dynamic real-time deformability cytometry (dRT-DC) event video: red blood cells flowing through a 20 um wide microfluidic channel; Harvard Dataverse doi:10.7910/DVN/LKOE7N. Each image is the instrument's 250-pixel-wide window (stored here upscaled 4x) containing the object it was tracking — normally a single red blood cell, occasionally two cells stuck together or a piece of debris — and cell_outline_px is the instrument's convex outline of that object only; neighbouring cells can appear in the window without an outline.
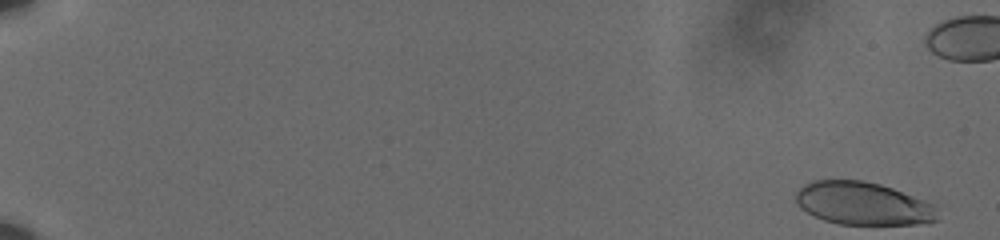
{"species": "human", "species_latin": "Homo sapiens", "temperature_condition": "cold", "stored_images_in_passage": 54, "camera_frame_rate_fps": 3000, "um_per_image_px": 0.085, "donor": {"sex": "male"}, "frame": {"image": 1, "passage_image": 1, "time_ms": 0.0, "image_size_px": [1000, 240], "cell_outline_px": [[940, 220], [928, 224], [840, 224], [824, 220], [800, 208], [796, 204], [796, 192], [804, 184], [812, 180], [864, 180], [880, 184], [892, 188], [924, 200], [932, 204], [936, 208]], "centroid_in_image_um": [73.37, 17.3], "position_along_channel_um": 11.6, "area_um2": 35.55}}
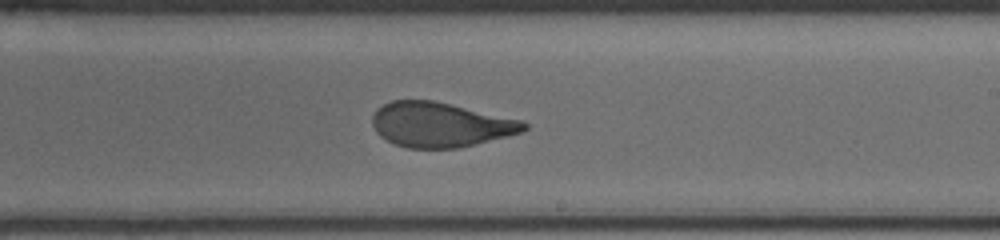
{"frame": {"image": 2, "passage_image": 38, "time_ms": 12.333, "image_size_px": [1000, 240], "cell_outline_px": [[528, 128], [520, 132], [508, 136], [456, 148], [408, 148], [396, 144], [380, 136], [376, 132], [372, 124], [372, 116], [376, 108], [392, 100], [432, 100], [524, 120], [528, 124]], "centroid_in_image_um": [37.42, 10.59], "position_along_channel_um": 251.6, "area_um2": 39.42}}
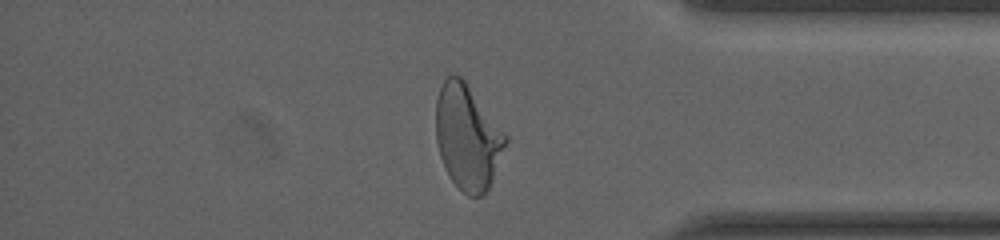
{"frame": {"image": 3, "passage_image": 51, "time_ms": 16.667, "image_size_px": [1000, 240], "cell_outline_px": [[508, 140], [492, 180], [488, 188], [480, 196], [468, 196], [448, 176], [440, 156], [436, 140], [436, 100], [440, 88], [444, 80], [448, 76], [460, 76], [464, 80], [508, 136]], "centroid_in_image_um": [39.73, 11.66], "position_along_channel_um": 395.5, "area_um2": 42.08}}